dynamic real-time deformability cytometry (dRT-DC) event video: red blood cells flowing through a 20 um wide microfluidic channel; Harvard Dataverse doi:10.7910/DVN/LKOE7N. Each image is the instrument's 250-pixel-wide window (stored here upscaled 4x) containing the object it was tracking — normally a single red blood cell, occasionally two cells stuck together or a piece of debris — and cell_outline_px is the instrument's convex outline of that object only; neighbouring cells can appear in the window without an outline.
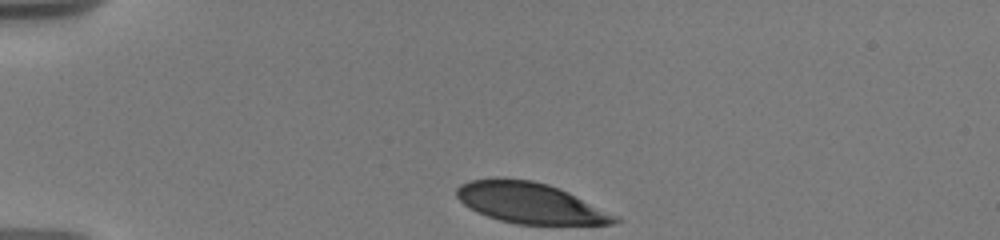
{"species": "human", "species_latin": "Homo sapiens", "temperature_condition": "warm", "stored_images_in_passage": 11, "camera_frame_rate_fps": 3000, "um_per_image_px": 0.085, "donor": {"sex": "male"}, "frame": {"image": 1, "passage_image": 1, "time_ms": 0.0, "image_size_px": [1000, 240], "cell_outline_px": [[624, 220], [612, 224], [516, 224], [500, 220], [476, 212], [464, 204], [456, 196], [456, 188], [460, 184], [472, 180], [532, 180], [548, 184], [560, 188], [620, 216]], "centroid_in_image_um": [45.14, 17.28], "position_along_channel_um": 39.9, "area_um2": 37.11}}